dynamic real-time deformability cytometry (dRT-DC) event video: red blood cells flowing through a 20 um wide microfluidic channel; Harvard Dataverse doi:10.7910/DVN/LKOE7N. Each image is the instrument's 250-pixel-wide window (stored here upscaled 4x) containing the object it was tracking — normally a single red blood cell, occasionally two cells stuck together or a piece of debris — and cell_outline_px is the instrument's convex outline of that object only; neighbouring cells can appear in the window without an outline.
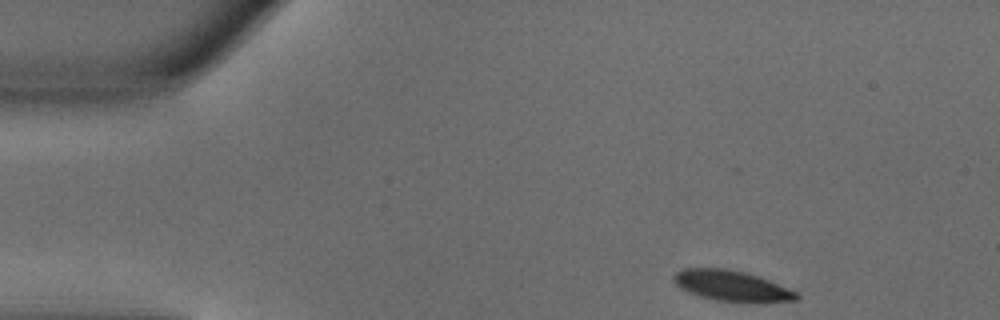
{"species": "common noctule bat (a hibernating species)", "species_latin": "Nyctalus noctula", "temperature_condition": "warm", "stored_images_in_passage": 44, "camera_frame_rate_fps": 3000, "um_per_image_px": 0.085, "animal": {"sex": "male", "body_mass_g": 18.8}, "frame": {"image": 1, "passage_image": 1, "time_ms": 0.0, "image_size_px": [1000, 320], "cell_outline_px": [[800, 296], [796, 300], [752, 304], [748, 304], [716, 300], [700, 296], [688, 292], [680, 288], [672, 280], [672, 276], [676, 272], [684, 268], [728, 268], [744, 272], [768, 280], [796, 292]], "centroid_in_image_um": [62.18, 24.32], "position_along_channel_um": 22.8, "area_um2": 22.2}}
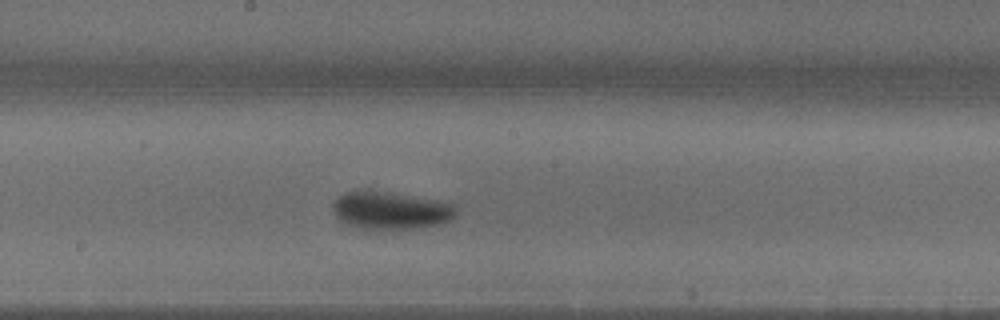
{"frame": {"image": 2, "passage_image": 21, "time_ms": 6.667, "image_size_px": [1000, 320], "cell_outline_px": [[456, 216], [452, 220], [440, 224], [412, 228], [364, 232], [340, 220], [332, 212], [332, 204], [344, 192], [368, 188], [372, 188], [436, 200], [456, 204]], "centroid_in_image_um": [33.16, 17.89], "position_along_channel_um": 215.0, "area_um2": 28.26}}
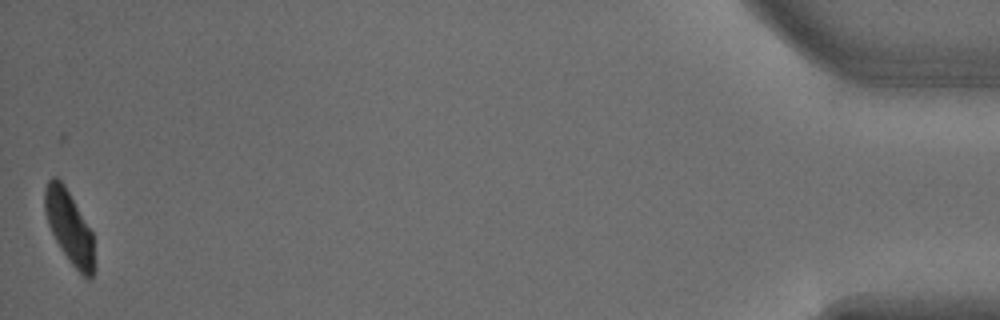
{"frame": {"image": 3, "passage_image": 44, "time_ms": 14.333, "image_size_px": [1000, 320], "cell_outline_px": [[96, 268], [92, 276], [88, 280], [72, 264], [60, 248], [48, 224], [44, 212], [44, 188], [48, 180], [52, 176], [56, 176], [64, 184], [92, 232], [96, 264]], "centroid_in_image_um": [5.9, 19.31], "position_along_channel_um": 429.3, "area_um2": 21.1}, "authors_computed_cell_mechanics": {"area_um2": 24.8251, "velocity_mm_per_s": 4.0209, "shape_relaxation_time_tau1_ms": 3.5213, "shape_relaxation_time_tau2_ms": null, "deformation_change_tau1": 0.1821, "deformation_change_tau2": null}}